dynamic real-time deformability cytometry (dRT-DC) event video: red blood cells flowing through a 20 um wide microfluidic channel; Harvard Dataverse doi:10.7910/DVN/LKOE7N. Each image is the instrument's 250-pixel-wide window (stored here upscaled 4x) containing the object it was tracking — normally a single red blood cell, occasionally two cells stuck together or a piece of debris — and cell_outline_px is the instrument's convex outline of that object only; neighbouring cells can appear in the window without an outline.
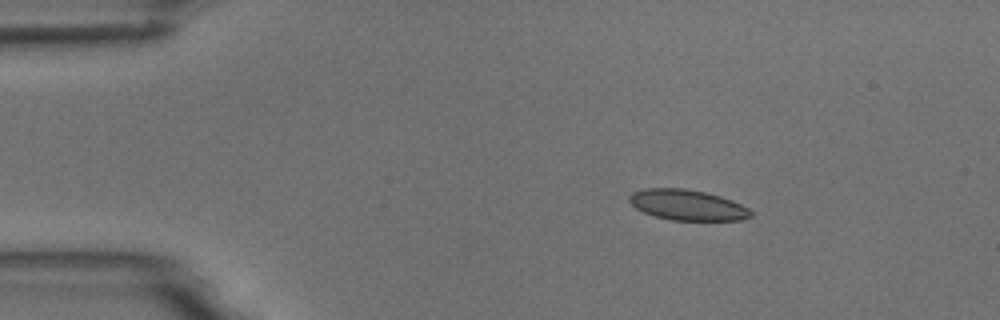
{"species": "common noctule bat (a hibernating species)", "species_latin": "Nyctalus noctula", "temperature_condition": "room temperature", "stored_images_in_passage": 3, "camera_frame_rate_fps": 3000, "um_per_image_px": 0.085, "animal": {"sex": "male", "body_mass_g": 18.8}, "frame": {"image": 1, "passage_image": 1, "time_ms": 0.0, "image_size_px": [1000, 320], "cell_outline_px": [[752, 216], [740, 220], [672, 220], [656, 216], [644, 212], [636, 208], [628, 200], [628, 196], [632, 192], [644, 188], [684, 188], [704, 192], [720, 196], [732, 200], [748, 208], [752, 212]], "centroid_in_image_um": [58.41, 17.41], "position_along_channel_um": 26.6, "area_um2": 21.56}}